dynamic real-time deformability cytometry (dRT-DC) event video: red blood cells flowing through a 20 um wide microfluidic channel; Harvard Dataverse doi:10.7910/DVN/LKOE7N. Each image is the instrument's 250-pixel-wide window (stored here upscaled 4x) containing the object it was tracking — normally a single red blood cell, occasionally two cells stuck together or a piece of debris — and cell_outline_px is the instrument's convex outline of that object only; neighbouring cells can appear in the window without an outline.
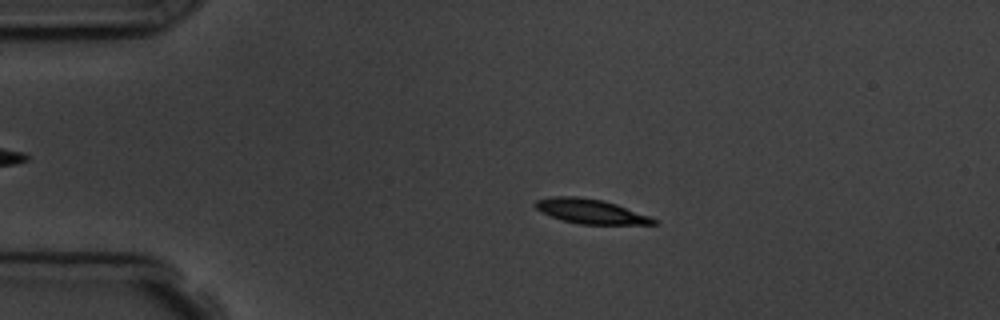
{"species": "common noctule bat (a hibernating species)", "species_latin": "Nyctalus noctula", "temperature_condition": "room temperature", "stored_images_in_passage": 5, "camera_frame_rate_fps": 3000, "um_per_image_px": 0.085, "animal": {"sex": "male", "body_mass_g": 19.5, "forearm_length_mm": 54.6}, "frame": {"image": 1, "passage_image": 3, "time_ms": 2.333, "image_size_px": [1000, 320], "cell_outline_px": [[660, 224], [580, 224], [560, 220], [540, 212], [532, 204], [536, 200], [548, 196], [576, 196], [604, 200], [616, 204], [648, 216], [656, 220]], "centroid_in_image_um": [50.11, 17.95], "position_along_channel_um": 34.9, "area_um2": 16.99}}
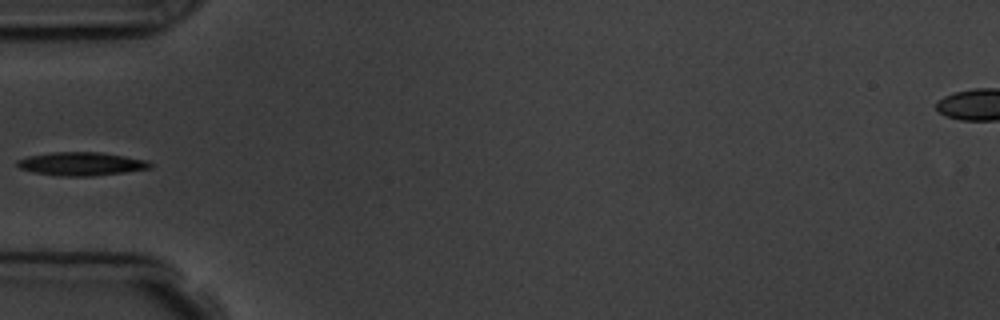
{"frame": {"image": 2, "passage_image": 5, "time_ms": 4.667, "image_size_px": [1000, 320], "cell_outline_px": [[152, 168], [124, 172], [92, 176], [56, 176], [32, 172], [20, 168], [16, 164], [16, 160], [28, 156], [52, 152], [100, 152], [148, 160], [152, 164]], "centroid_in_image_um": [6.89, 13.93], "position_along_channel_um": 78.1, "area_um2": 18.21}}